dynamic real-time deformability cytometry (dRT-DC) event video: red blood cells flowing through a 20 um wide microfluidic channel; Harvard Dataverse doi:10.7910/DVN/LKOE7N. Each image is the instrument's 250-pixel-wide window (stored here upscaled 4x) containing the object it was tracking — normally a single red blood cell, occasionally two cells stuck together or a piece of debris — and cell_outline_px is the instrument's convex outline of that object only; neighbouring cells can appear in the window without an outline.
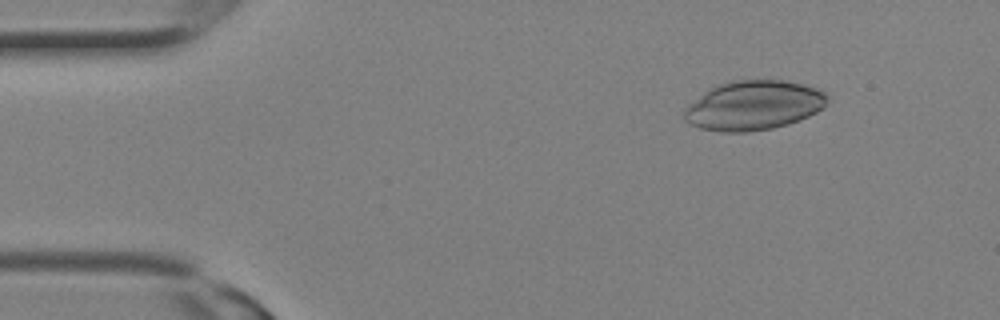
{"species": "Egyptian fruit bat (a non-hibernating species)", "species_latin": "Rousettus aegyptiacus", "temperature_condition": "room temperature", "stored_images_in_passage": 14, "camera_frame_rate_fps": 3000, "um_per_image_px": 0.085, "animal": {"sex": "female"}, "frame": {"image": 1, "passage_image": 4, "time_ms": 1.0, "image_size_px": [1000, 320], "cell_outline_px": [[828, 100], [816, 112], [808, 116], [788, 124], [772, 128], [748, 132], [720, 132], [700, 128], [688, 124], [684, 120], [684, 108], [688, 104], [712, 88], [720, 84], [732, 80], [784, 80], [804, 84], [820, 88], [828, 92]], "centroid_in_image_um": [64.07, 8.96], "position_along_channel_um": 20.9, "area_um2": 41.33}}
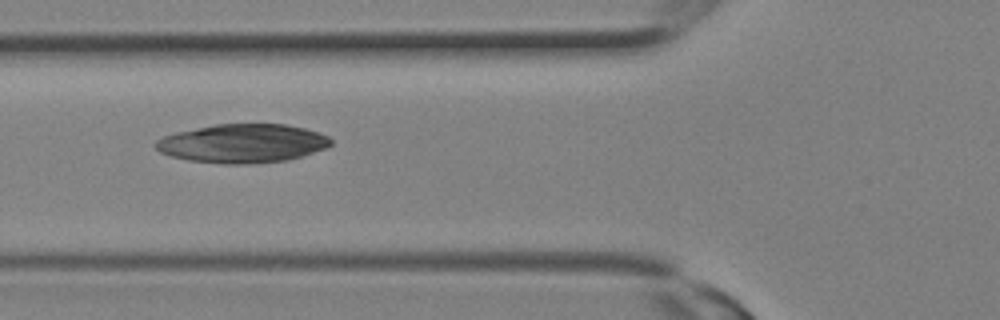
{"frame": {"image": 2, "passage_image": 11, "time_ms": 3.333, "image_size_px": [1000, 320], "cell_outline_px": [[332, 144], [328, 148], [288, 160], [248, 164], [224, 164], [188, 160], [172, 156], [160, 152], [156, 148], [156, 140], [164, 136], [176, 132], [216, 124], [284, 124], [304, 128], [320, 132], [328, 136], [332, 140]], "centroid_in_image_um": [20.66, 12.19], "position_along_channel_um": 105.1, "area_um2": 39.59}}
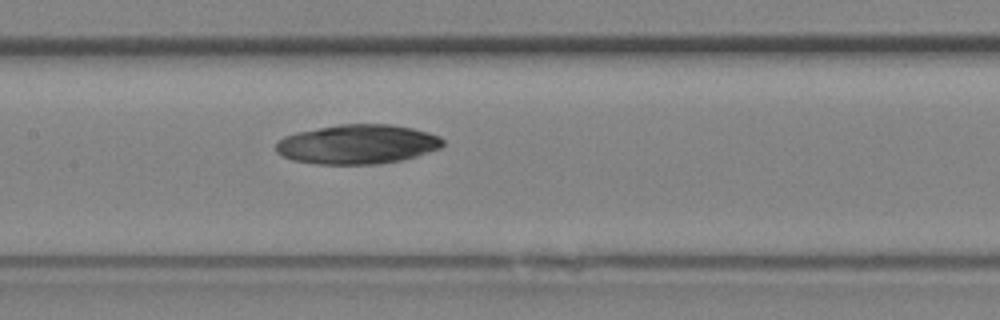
{"frame": {"image": 3, "passage_image": 14, "time_ms": 4.333, "image_size_px": [1000, 320], "cell_outline_px": [[444, 144], [440, 148], [404, 160], [380, 164], [316, 164], [292, 160], [276, 152], [276, 144], [284, 136], [296, 132], [340, 124], [392, 124], [412, 128], [428, 132], [440, 136], [444, 140]], "centroid_in_image_um": [30.4, 12.26], "position_along_channel_um": 177.0, "area_um2": 38.49}}